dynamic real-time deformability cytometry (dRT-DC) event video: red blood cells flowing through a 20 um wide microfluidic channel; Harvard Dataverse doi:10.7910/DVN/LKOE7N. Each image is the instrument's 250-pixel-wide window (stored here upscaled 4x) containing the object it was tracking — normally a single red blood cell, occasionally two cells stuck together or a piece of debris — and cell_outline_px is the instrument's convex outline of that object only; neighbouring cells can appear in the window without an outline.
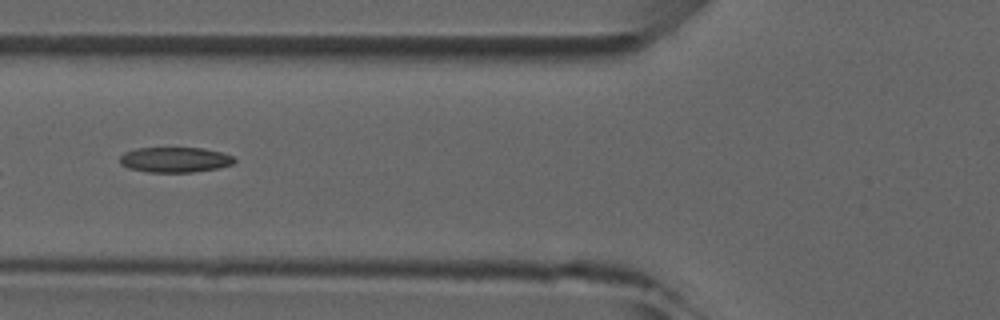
{"species": "common noctule bat (a hibernating species)", "species_latin": "Nyctalus noctula", "temperature_condition": "room temperature", "stored_images_in_passage": 6, "camera_frame_rate_fps": 3000, "um_per_image_px": 0.085, "animal": {"sex": "male", "forearm_length_mm": 52.5}, "frame": {"image": 1, "passage_image": 6, "time_ms": 5.667, "image_size_px": [1000, 320], "cell_outline_px": [[236, 160], [232, 164], [220, 168], [192, 172], [148, 172], [128, 168], [120, 164], [120, 156], [124, 152], [136, 148], [200, 148], [220, 152], [232, 156]], "centroid_in_image_um": [14.84, 13.58], "position_along_channel_um": 111.0, "area_um2": 16.82}}